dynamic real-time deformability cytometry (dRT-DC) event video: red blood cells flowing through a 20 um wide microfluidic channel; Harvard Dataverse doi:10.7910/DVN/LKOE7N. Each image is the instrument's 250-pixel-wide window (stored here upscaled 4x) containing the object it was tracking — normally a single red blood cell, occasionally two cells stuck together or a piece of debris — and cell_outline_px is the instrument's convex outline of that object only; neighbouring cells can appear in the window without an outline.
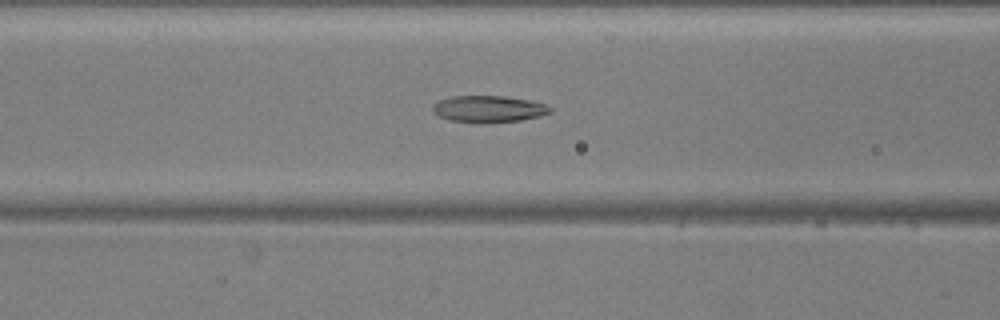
{"species": "common noctule bat (a hibernating species)", "species_latin": "Nyctalus noctula", "temperature_condition": "warm", "stored_images_in_passage": 23, "camera_frame_rate_fps": 3000, "um_per_image_px": 0.085, "animal": {"sex": "male", "body_mass_g": 20.5, "forearm_length_mm": 52.5}, "frame": {"image": 1, "passage_image": 8, "time_ms": 2.333, "image_size_px": [1000, 320], "cell_outline_px": [[552, 112], [540, 116], [520, 120], [448, 120], [432, 112], [432, 104], [440, 100], [452, 96], [504, 96], [528, 100], [544, 104], [552, 108]], "centroid_in_image_um": [41.52, 9.21], "position_along_channel_um": 125.1, "area_um2": 17.4}}
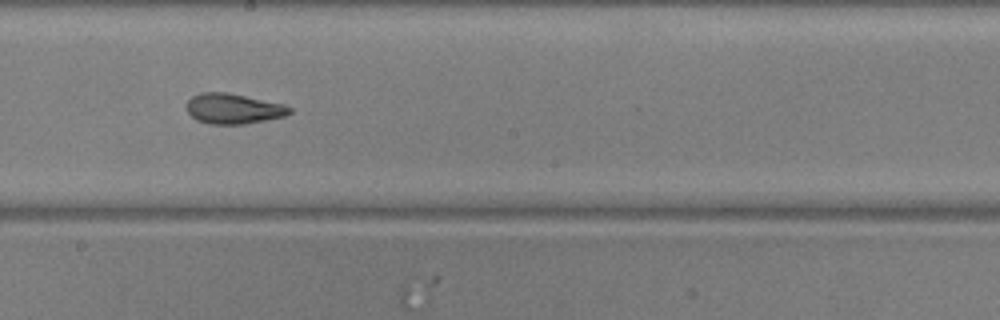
{"frame": {"image": 2, "passage_image": 16, "time_ms": 5.0, "image_size_px": [1000, 320], "cell_outline_px": [[292, 112], [284, 116], [244, 124], [208, 124], [196, 120], [188, 112], [188, 100], [192, 96], [200, 92], [228, 92], [284, 104], [292, 108]], "centroid_in_image_um": [19.84, 9.23], "position_along_channel_um": 228.4, "area_um2": 18.15}}
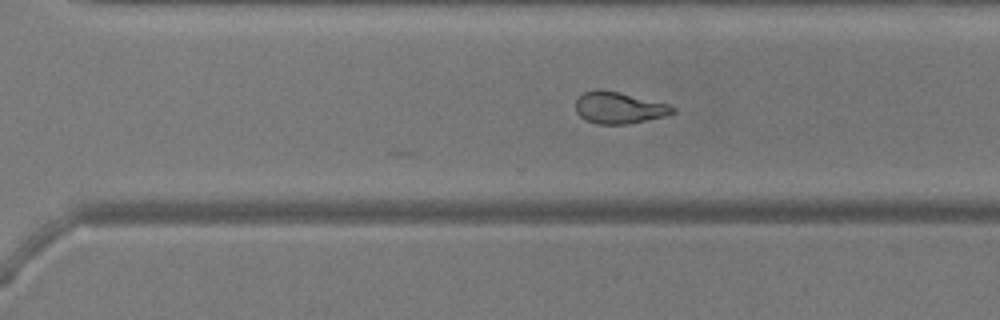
{"frame": {"image": 3, "passage_image": 23, "time_ms": 7.333, "image_size_px": [1000, 320], "cell_outline_px": [[676, 112], [664, 116], [628, 124], [596, 124], [584, 120], [576, 112], [576, 100], [584, 92], [596, 88], [600, 88], [620, 92], [668, 104], [676, 108]], "centroid_in_image_um": [52.58, 9.15], "position_along_channel_um": 318.0, "area_um2": 18.03}}